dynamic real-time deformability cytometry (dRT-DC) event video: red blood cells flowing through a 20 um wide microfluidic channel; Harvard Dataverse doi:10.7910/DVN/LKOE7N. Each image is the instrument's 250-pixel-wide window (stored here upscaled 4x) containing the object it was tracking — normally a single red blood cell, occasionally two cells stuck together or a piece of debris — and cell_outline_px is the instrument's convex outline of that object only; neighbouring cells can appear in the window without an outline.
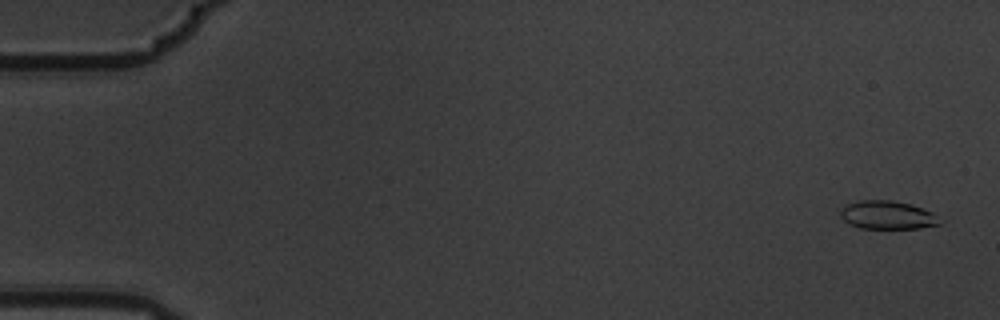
{"species": "common noctule bat (a hibernating species)", "species_latin": "Nyctalus noctula", "temperature_condition": "warm", "stored_images_in_passage": 11, "camera_frame_rate_fps": 3000, "um_per_image_px": 0.085, "animal": {"sex": "male", "body_mass_g": 19.5, "forearm_length_mm": 54.6}, "frame": {"image": 1, "passage_image": 1, "time_ms": 0.0, "image_size_px": [1000, 320], "cell_outline_px": [[940, 224], [920, 228], [860, 228], [848, 224], [840, 216], [840, 212], [844, 204], [860, 200], [892, 200], [912, 204], [932, 212]], "centroid_in_image_um": [75.36, 18.27], "position_along_channel_um": 9.6, "area_um2": 16.36}}
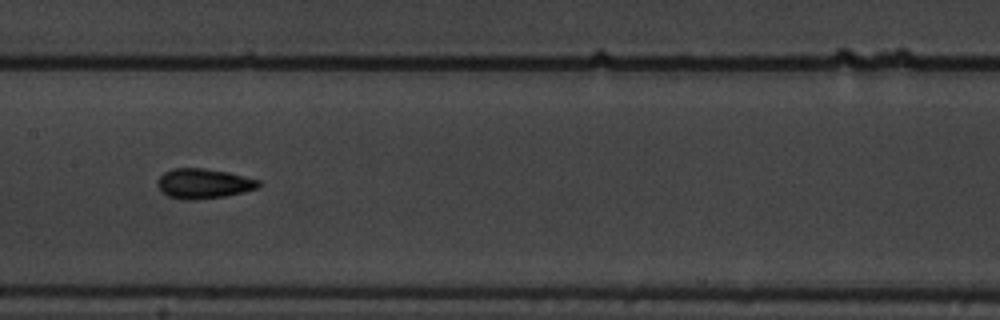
{"frame": {"image": 2, "passage_image": 8, "time_ms": 2.333, "image_size_px": [1000, 320], "cell_outline_px": [[260, 188], [244, 192], [224, 196], [196, 200], [184, 200], [168, 196], [156, 184], [160, 176], [164, 172], [172, 168], [204, 168], [228, 172], [260, 180]], "centroid_in_image_um": [17.32, 15.6], "position_along_channel_um": 190.1, "area_um2": 17.69}}
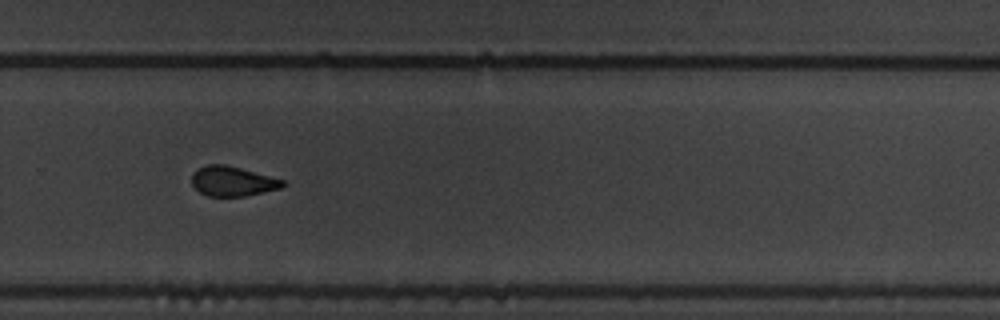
{"frame": {"image": 3, "passage_image": 11, "time_ms": 3.333, "image_size_px": [1000, 320], "cell_outline_px": [[288, 184], [280, 188], [244, 196], [208, 196], [200, 192], [192, 184], [192, 172], [208, 164], [224, 164], [240, 168], [284, 180]], "centroid_in_image_um": [19.76, 15.4], "position_along_channel_um": 310.0, "area_um2": 15.61}}